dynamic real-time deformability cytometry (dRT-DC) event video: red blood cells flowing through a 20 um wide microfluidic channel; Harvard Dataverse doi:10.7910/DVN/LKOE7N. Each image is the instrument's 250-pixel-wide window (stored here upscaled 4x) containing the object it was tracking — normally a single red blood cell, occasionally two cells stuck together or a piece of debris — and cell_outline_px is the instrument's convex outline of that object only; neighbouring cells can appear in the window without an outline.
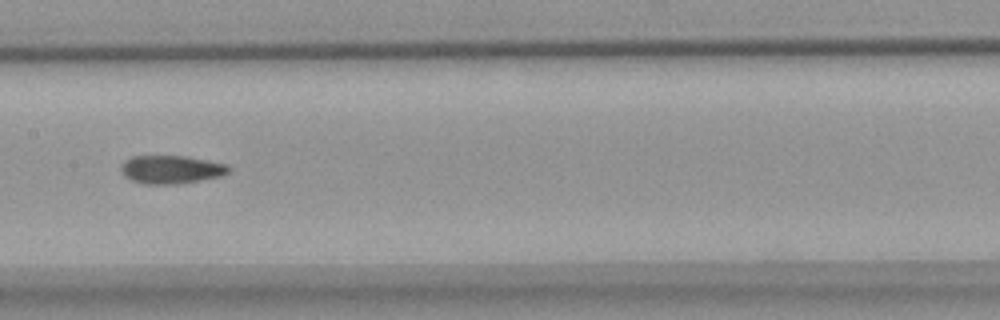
{"species": "common noctule bat (a hibernating species)", "species_latin": "Nyctalus noctula", "temperature_condition": "warm", "stored_images_in_passage": 5, "camera_frame_rate_fps": 3000, "um_per_image_px": 0.085, "animal": {"sex": "female", "body_mass_g": 18.4}, "frame": {"image": 1, "passage_image": 4, "time_ms": 3.667, "image_size_px": [1000, 320], "cell_outline_px": [[232, 168], [228, 172], [220, 176], [200, 180], [176, 184], [144, 184], [132, 180], [124, 176], [120, 172], [120, 164], [124, 160], [132, 156], [188, 156], [228, 164]], "centroid_in_image_um": [14.53, 14.4], "position_along_channel_um": 192.9, "area_um2": 17.92}}
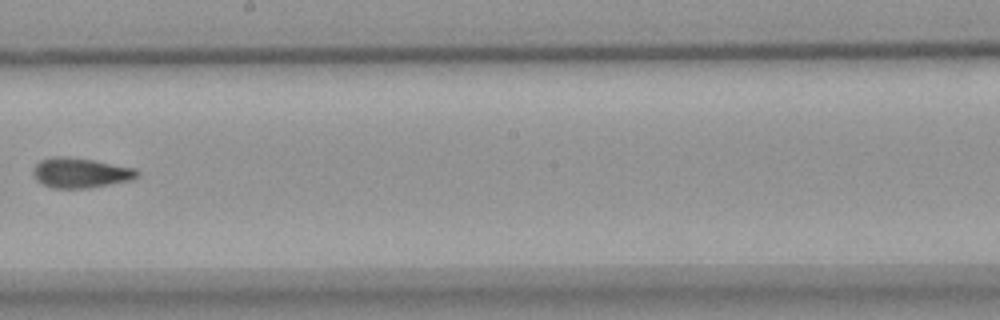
{"frame": {"image": 2, "passage_image": 5, "time_ms": 5.0, "image_size_px": [1000, 320], "cell_outline_px": [[140, 176], [132, 180], [88, 188], [52, 188], [40, 184], [36, 180], [32, 172], [36, 164], [40, 160], [56, 156], [64, 156], [92, 160], [136, 168], [140, 172]], "centroid_in_image_um": [6.85, 14.7], "position_along_channel_um": 241.4, "area_um2": 18.32}}